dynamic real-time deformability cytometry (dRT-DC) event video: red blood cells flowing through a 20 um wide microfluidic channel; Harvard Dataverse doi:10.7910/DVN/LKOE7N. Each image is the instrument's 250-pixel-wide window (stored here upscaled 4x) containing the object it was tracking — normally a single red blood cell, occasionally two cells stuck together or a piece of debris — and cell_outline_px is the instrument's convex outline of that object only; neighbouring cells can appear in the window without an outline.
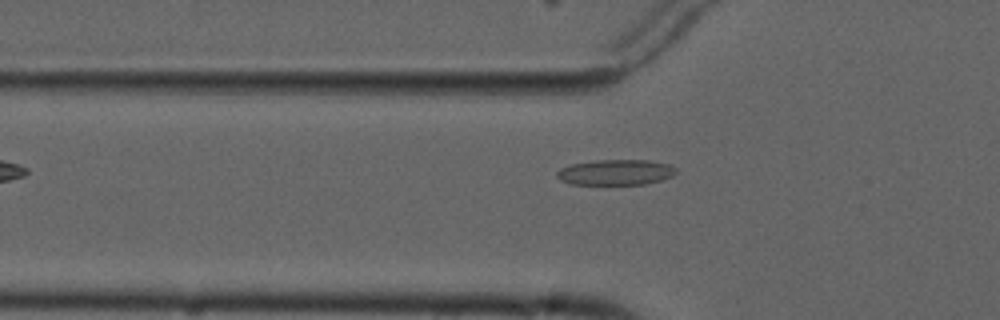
{"species": "common noctule bat (a hibernating species)", "species_latin": "Nyctalus noctula", "temperature_condition": "cold", "stored_images_in_passage": 2, "camera_frame_rate_fps": 3000, "um_per_image_px": 0.085, "animal": {"sex": "male", "forearm_length_mm": 52.5}, "frame": {"image": 1, "passage_image": 2, "time_ms": 1.333, "image_size_px": [1000, 320], "cell_outline_px": [[676, 172], [672, 176], [660, 180], [644, 184], [572, 184], [560, 180], [556, 176], [556, 172], [560, 168], [572, 164], [596, 160], [648, 160], [668, 164], [676, 168]], "centroid_in_image_um": [52.31, 14.64], "position_along_channel_um": 73.5, "area_um2": 17.63}}